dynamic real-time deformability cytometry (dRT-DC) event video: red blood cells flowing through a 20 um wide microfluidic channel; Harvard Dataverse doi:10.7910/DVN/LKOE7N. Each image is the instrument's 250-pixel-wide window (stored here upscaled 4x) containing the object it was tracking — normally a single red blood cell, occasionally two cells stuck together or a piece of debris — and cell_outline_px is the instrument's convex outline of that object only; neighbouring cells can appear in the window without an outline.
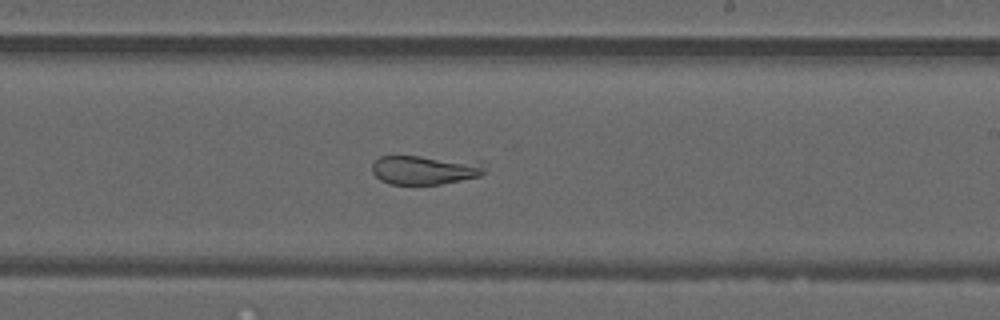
{"species": "common noctule bat (a hibernating species)", "species_latin": "Nyctalus noctula", "temperature_condition": "warm", "stored_images_in_passage": 37, "camera_frame_rate_fps": 3000, "um_per_image_px": 0.085, "animal": {"sex": "male", "forearm_length_mm": 52.5}, "frame": {"image": 1, "passage_image": 30, "time_ms": 9.667, "image_size_px": [1000, 320], "cell_outline_px": [[484, 172], [480, 176], [440, 184], [388, 184], [380, 180], [372, 172], [372, 164], [380, 156], [420, 156], [484, 160]], "centroid_in_image_um": [36.16, 14.42], "position_along_channel_um": 252.8, "area_um2": 19.48}}